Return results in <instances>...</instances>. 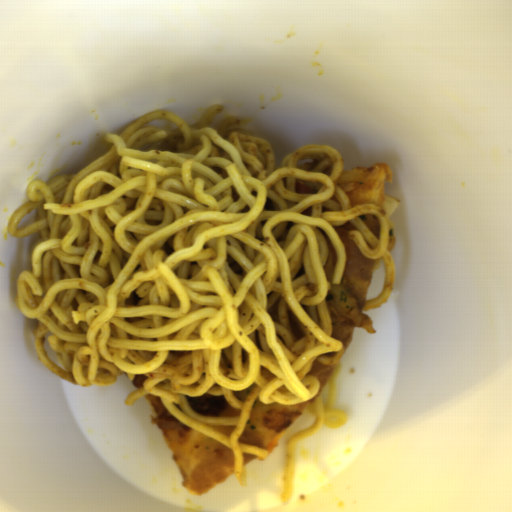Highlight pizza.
Segmentation results:
<instances>
[{"instance_id": "pizza-1", "label": "pizza", "mask_w": 512, "mask_h": 512, "mask_svg": "<svg viewBox=\"0 0 512 512\" xmlns=\"http://www.w3.org/2000/svg\"><path fill=\"white\" fill-rule=\"evenodd\" d=\"M332 227L345 246L346 264L341 284L332 283L338 260L337 251L327 233L319 226L316 228L325 238L329 249L323 267L326 279L331 284L325 298L333 324L330 337L341 341L342 347L336 351L323 353L312 360L311 368L304 377L315 376L319 380L320 388L316 395L306 402L311 404L316 402L328 386L332 372L353 339L355 328L365 329L370 334L375 333L371 317L365 314L362 308L367 301L376 270L384 262L382 258L370 259L364 256L357 243L349 237V231H358L350 221Z\"/></svg>"}, {"instance_id": "pizza-2", "label": "pizza", "mask_w": 512, "mask_h": 512, "mask_svg": "<svg viewBox=\"0 0 512 512\" xmlns=\"http://www.w3.org/2000/svg\"><path fill=\"white\" fill-rule=\"evenodd\" d=\"M164 436L183 478V488L191 495L199 497L235 473L236 461L231 448L183 422Z\"/></svg>"}, {"instance_id": "pizza-3", "label": "pizza", "mask_w": 512, "mask_h": 512, "mask_svg": "<svg viewBox=\"0 0 512 512\" xmlns=\"http://www.w3.org/2000/svg\"><path fill=\"white\" fill-rule=\"evenodd\" d=\"M307 411L303 403L282 405L262 403L255 399L249 419L237 442L260 447L272 452L286 431ZM268 452V453H269Z\"/></svg>"}, {"instance_id": "pizza-4", "label": "pizza", "mask_w": 512, "mask_h": 512, "mask_svg": "<svg viewBox=\"0 0 512 512\" xmlns=\"http://www.w3.org/2000/svg\"><path fill=\"white\" fill-rule=\"evenodd\" d=\"M393 181V174L388 164L359 166L342 171L333 182L348 196L351 208L361 204H375L387 214L388 219L399 202L387 195L386 188Z\"/></svg>"}, {"instance_id": "pizza-5", "label": "pizza", "mask_w": 512, "mask_h": 512, "mask_svg": "<svg viewBox=\"0 0 512 512\" xmlns=\"http://www.w3.org/2000/svg\"><path fill=\"white\" fill-rule=\"evenodd\" d=\"M360 220L366 225L367 229L379 240L381 239L382 224L373 214H361Z\"/></svg>"}, {"instance_id": "pizza-6", "label": "pizza", "mask_w": 512, "mask_h": 512, "mask_svg": "<svg viewBox=\"0 0 512 512\" xmlns=\"http://www.w3.org/2000/svg\"><path fill=\"white\" fill-rule=\"evenodd\" d=\"M242 410L234 409L232 406H228L221 414L208 417V418H239Z\"/></svg>"}, {"instance_id": "pizza-7", "label": "pizza", "mask_w": 512, "mask_h": 512, "mask_svg": "<svg viewBox=\"0 0 512 512\" xmlns=\"http://www.w3.org/2000/svg\"><path fill=\"white\" fill-rule=\"evenodd\" d=\"M209 425V424H208ZM211 428L223 433L224 435H226L228 438L230 437V435L232 434L233 430L238 426V425H209Z\"/></svg>"}, {"instance_id": "pizza-8", "label": "pizza", "mask_w": 512, "mask_h": 512, "mask_svg": "<svg viewBox=\"0 0 512 512\" xmlns=\"http://www.w3.org/2000/svg\"><path fill=\"white\" fill-rule=\"evenodd\" d=\"M148 379L143 373H137L134 380H131V384L138 390L142 388L145 380Z\"/></svg>"}, {"instance_id": "pizza-9", "label": "pizza", "mask_w": 512, "mask_h": 512, "mask_svg": "<svg viewBox=\"0 0 512 512\" xmlns=\"http://www.w3.org/2000/svg\"><path fill=\"white\" fill-rule=\"evenodd\" d=\"M396 242H397V238H396L395 232H394L392 226H389V240H388L387 251H389L391 253L393 248L396 245Z\"/></svg>"}, {"instance_id": "pizza-10", "label": "pizza", "mask_w": 512, "mask_h": 512, "mask_svg": "<svg viewBox=\"0 0 512 512\" xmlns=\"http://www.w3.org/2000/svg\"><path fill=\"white\" fill-rule=\"evenodd\" d=\"M242 455H243V467L258 457V456L250 455L243 451H242Z\"/></svg>"}, {"instance_id": "pizza-11", "label": "pizza", "mask_w": 512, "mask_h": 512, "mask_svg": "<svg viewBox=\"0 0 512 512\" xmlns=\"http://www.w3.org/2000/svg\"><path fill=\"white\" fill-rule=\"evenodd\" d=\"M143 397L146 399V401H147L149 404H152V403H153V401H154L158 396L153 395V394H151V393H150L149 395H147V396H143Z\"/></svg>"}]
</instances>
